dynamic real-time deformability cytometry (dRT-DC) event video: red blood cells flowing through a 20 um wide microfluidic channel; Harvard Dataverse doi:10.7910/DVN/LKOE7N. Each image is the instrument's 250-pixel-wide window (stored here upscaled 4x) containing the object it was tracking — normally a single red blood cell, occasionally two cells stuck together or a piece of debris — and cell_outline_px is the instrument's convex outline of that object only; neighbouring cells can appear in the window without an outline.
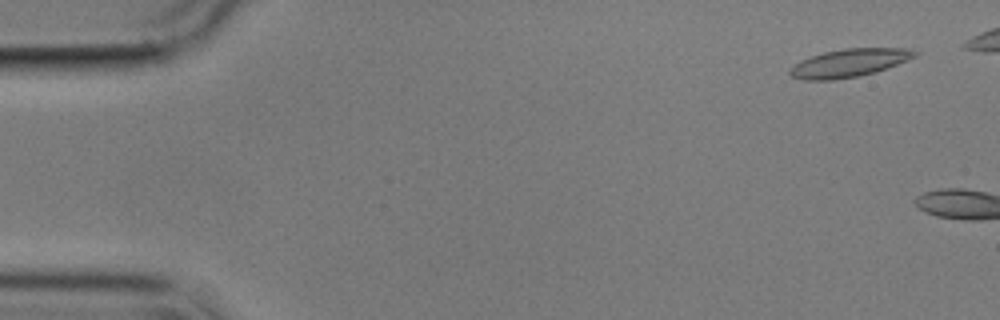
{"species": "common noctule bat (a hibernating species)", "species_latin": "Nyctalus noctula", "temperature_condition": "cold", "stored_images_in_passage": 5, "camera_frame_rate_fps": 3000, "um_per_image_px": 0.085, "animal": {"sex": "male", "body_mass_g": 17.9}, "frame": {"image": 1, "passage_image": 3, "time_ms": 0.667, "image_size_px": [1000, 320], "cell_outline_px": [[920, 52], [916, 56], [908, 60], [876, 72], [860, 76], [832, 80], [804, 80], [792, 76], [788, 72], [800, 60], [824, 52], [844, 48], [908, 48]], "centroid_in_image_um": [72.22, 5.35], "position_along_channel_um": 12.8, "area_um2": 20.4}}